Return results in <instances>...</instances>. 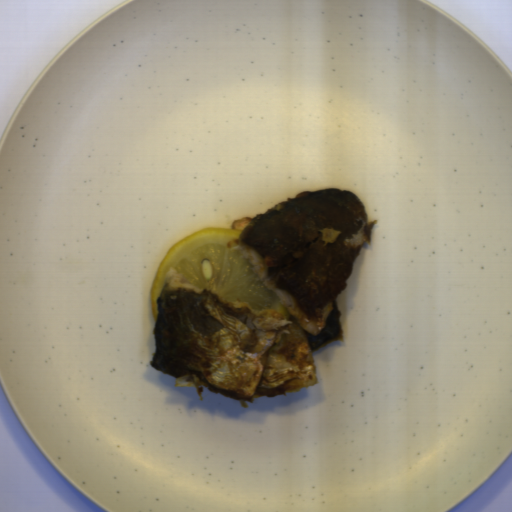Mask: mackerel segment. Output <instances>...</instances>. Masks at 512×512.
Masks as SVG:
<instances>
[{"label":"mackerel segment","mask_w":512,"mask_h":512,"mask_svg":"<svg viewBox=\"0 0 512 512\" xmlns=\"http://www.w3.org/2000/svg\"><path fill=\"white\" fill-rule=\"evenodd\" d=\"M378 224L356 193L305 190L254 217L239 218L240 247L284 317L182 282L173 267L158 297L149 365L175 387H205L254 402L318 384L312 351L342 337L338 298Z\"/></svg>","instance_id":"mackerel-segment-1"}]
</instances>
